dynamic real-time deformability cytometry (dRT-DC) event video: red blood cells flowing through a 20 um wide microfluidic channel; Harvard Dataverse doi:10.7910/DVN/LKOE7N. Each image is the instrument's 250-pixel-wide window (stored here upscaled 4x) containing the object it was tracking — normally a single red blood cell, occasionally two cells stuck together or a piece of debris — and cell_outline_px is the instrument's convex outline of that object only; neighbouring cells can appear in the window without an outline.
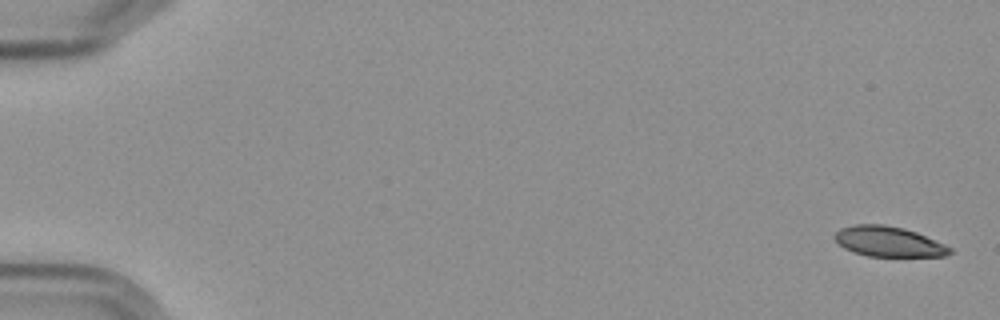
{"species": "Egyptian fruit bat (a non-hibernating species)", "species_latin": "Rousettus aegyptiacus", "temperature_condition": "cold", "stored_images_in_passage": 6, "camera_frame_rate_fps": 3000, "um_per_image_px": 0.085, "frame": {"image": 1, "passage_image": 1, "time_ms": 0.0, "image_size_px": [1000, 320], "cell_outline_px": [[952, 252], [944, 256], [868, 256], [852, 252], [844, 248], [832, 236], [840, 228], [856, 224], [884, 224], [904, 228], [916, 232], [944, 244], [952, 248]], "centroid_in_image_um": [75.5, 20.53], "position_along_channel_um": 9.5, "area_um2": 20.23}}